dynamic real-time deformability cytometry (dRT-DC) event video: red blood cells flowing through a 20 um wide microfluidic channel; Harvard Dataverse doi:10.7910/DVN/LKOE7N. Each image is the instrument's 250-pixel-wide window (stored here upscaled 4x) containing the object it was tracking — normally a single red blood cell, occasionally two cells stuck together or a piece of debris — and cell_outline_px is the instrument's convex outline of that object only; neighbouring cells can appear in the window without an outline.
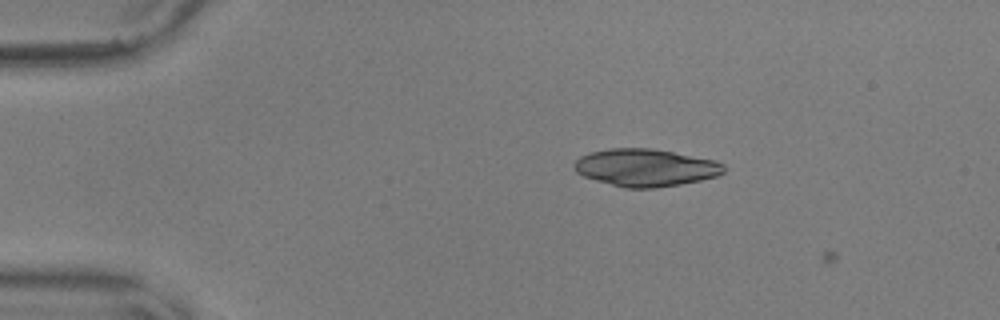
{"species": "common noctule bat (a hibernating species)", "species_latin": "Nyctalus noctula", "temperature_condition": "warm", "stored_images_in_passage": 8, "camera_frame_rate_fps": 3000, "um_per_image_px": 0.085, "animal": {"sex": "male", "body_mass_g": 17.9, "forearm_length_mm": 54.2}, "frame": {"image": 1, "passage_image": 7, "time_ms": 2.0, "image_size_px": [1000, 320], "cell_outline_px": [[724, 172], [716, 176], [700, 180], [680, 184], [656, 188], [624, 188], [596, 180], [584, 176], [576, 172], [572, 164], [580, 156], [592, 152], [608, 148], [648, 148], [672, 152], [716, 160], [724, 164]], "centroid_in_image_um": [54.85, 14.25], "position_along_channel_um": 30.1, "area_um2": 32.54}}